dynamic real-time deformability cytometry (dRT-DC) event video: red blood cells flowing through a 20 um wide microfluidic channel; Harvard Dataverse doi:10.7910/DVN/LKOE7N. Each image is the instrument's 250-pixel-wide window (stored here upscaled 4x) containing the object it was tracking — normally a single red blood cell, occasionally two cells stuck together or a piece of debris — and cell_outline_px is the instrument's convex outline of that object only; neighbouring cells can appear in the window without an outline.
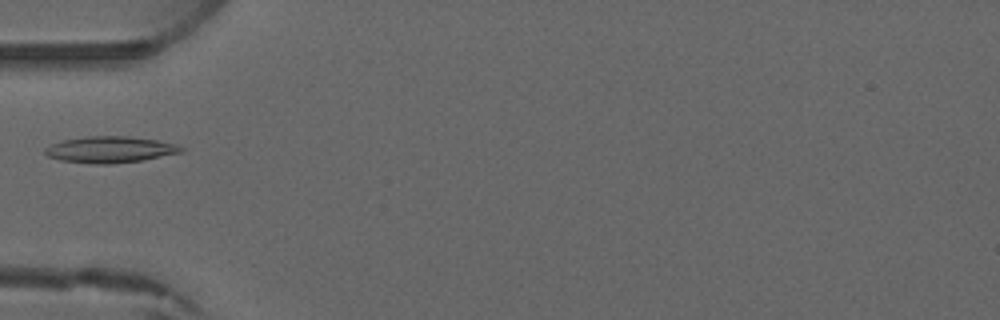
{"species": "common noctule bat (a hibernating species)", "species_latin": "Nyctalus noctula", "temperature_condition": "warm", "stored_images_in_passage": 5, "camera_frame_rate_fps": 3000, "um_per_image_px": 0.085, "animal": {"sex": "male", "forearm_length_mm": 52.5}, "frame": {"image": 1, "passage_image": 5, "time_ms": 4.667, "image_size_px": [1000, 320], "cell_outline_px": [[184, 148], [180, 152], [140, 160], [112, 164], [96, 164], [60, 160], [48, 156], [44, 152], [44, 148], [60, 140], [88, 136], [128, 136], [156, 140], [176, 144]], "centroid_in_image_um": [9.29, 12.7], "position_along_channel_um": 75.7, "area_um2": 20.69}}